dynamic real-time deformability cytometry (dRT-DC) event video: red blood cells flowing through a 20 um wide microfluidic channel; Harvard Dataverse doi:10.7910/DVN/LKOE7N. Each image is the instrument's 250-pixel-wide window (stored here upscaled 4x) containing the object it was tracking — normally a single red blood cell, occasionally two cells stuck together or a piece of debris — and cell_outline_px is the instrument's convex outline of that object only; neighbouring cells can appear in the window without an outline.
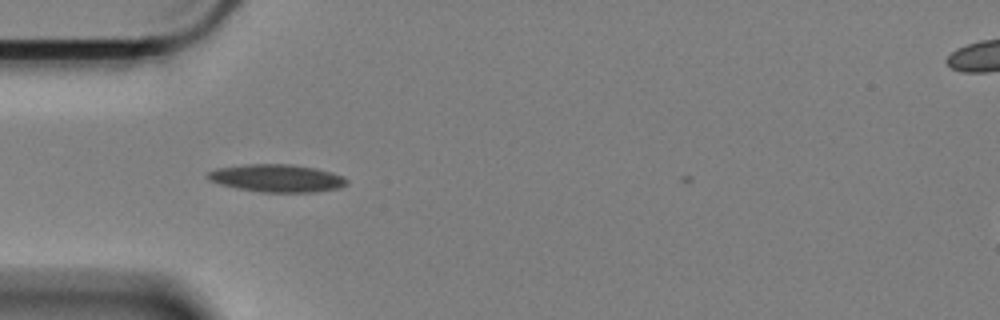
{"species": "Egyptian fruit bat (a non-hibernating species)", "species_latin": "Rousettus aegyptiacus", "temperature_condition": "cold", "stored_images_in_passage": 37, "camera_frame_rate_fps": 3000, "um_per_image_px": 0.085, "animal": {"sex": "female"}, "frame": {"image": 1, "passage_image": 2, "time_ms": 0.333, "image_size_px": [1000, 320], "cell_outline_px": [[348, 184], [340, 188], [312, 192], [260, 192], [236, 188], [220, 184], [208, 180], [208, 172], [216, 168], [244, 164], [292, 164], [316, 168], [332, 172], [344, 176], [348, 180]], "centroid_in_image_um": [23.56, 15.14], "position_along_channel_um": 61.4, "area_um2": 22.6}}
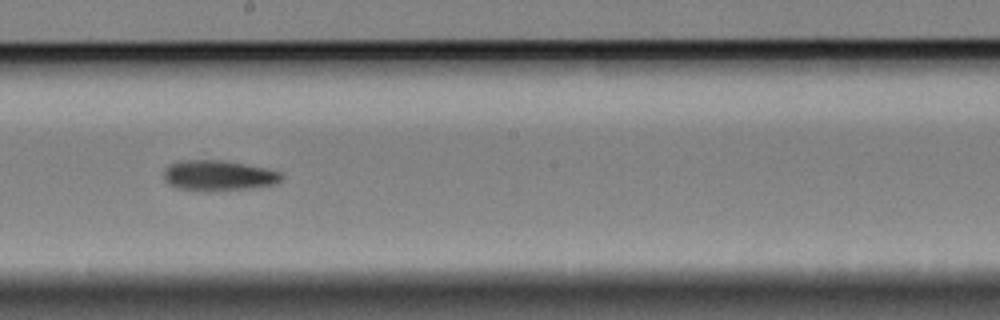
{"frame": {"image": 2, "passage_image": 17, "time_ms": 5.333, "image_size_px": [1000, 320], "cell_outline_px": [[284, 176], [280, 180], [272, 184], [244, 188], [176, 188], [168, 184], [164, 180], [164, 168], [168, 164], [184, 160], [224, 160], [264, 168], [280, 172]], "centroid_in_image_um": [18.51, 14.86], "position_along_channel_um": 229.7, "area_um2": 19.83}}
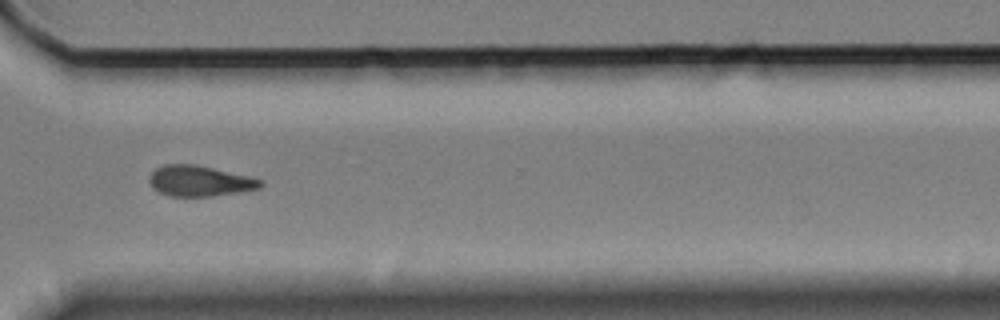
{"frame": {"image": 3, "passage_image": 28, "time_ms": 9.0, "image_size_px": [1000, 320], "cell_outline_px": [[264, 184], [260, 188], [212, 196], [172, 196], [160, 192], [152, 188], [148, 180], [148, 176], [156, 168], [164, 164], [196, 164], [248, 176], [260, 180]], "centroid_in_image_um": [16.92, 15.37], "position_along_channel_um": 353.7, "area_um2": 19.71}}